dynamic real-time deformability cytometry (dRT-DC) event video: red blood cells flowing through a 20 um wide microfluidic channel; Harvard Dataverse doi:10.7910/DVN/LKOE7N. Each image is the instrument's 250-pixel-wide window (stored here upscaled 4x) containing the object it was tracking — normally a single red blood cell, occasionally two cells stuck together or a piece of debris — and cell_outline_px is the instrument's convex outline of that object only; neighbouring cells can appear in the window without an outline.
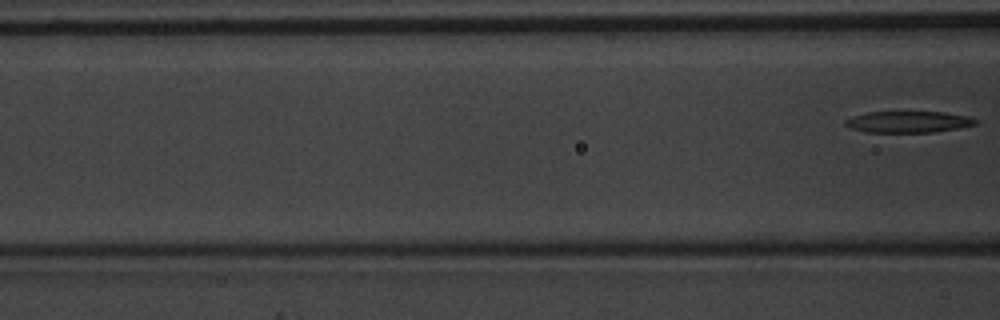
{"species": "common noctule bat (a hibernating species)", "species_latin": "Nyctalus noctula", "temperature_condition": "warm", "stored_images_in_passage": 4, "camera_frame_rate_fps": 3000, "um_per_image_px": 0.085, "animal": {"sex": "male", "body_mass_g": 20.1, "forearm_length_mm": 53.5}, "frame": {"image": 1, "passage_image": 4, "time_ms": 1.0, "image_size_px": [1000, 320], "cell_outline_px": [[980, 120], [976, 124], [960, 128], [936, 132], [868, 132], [852, 128], [844, 124], [844, 120], [852, 116], [868, 112], [944, 112], [968, 116]], "centroid_in_image_um": [77.25, 10.36], "position_along_channel_um": 89.3, "area_um2": 16.3}}